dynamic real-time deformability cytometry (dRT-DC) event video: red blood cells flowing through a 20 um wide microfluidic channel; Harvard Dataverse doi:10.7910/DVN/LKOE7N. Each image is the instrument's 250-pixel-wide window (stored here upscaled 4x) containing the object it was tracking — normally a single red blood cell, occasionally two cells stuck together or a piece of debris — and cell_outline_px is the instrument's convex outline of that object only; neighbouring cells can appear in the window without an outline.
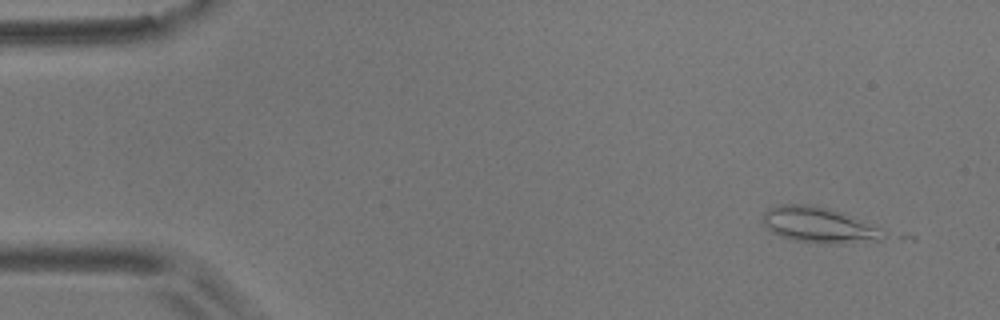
{"species": "common noctule bat (a hibernating species)", "species_latin": "Nyctalus noctula", "temperature_condition": "room temperature", "stored_images_in_passage": 5, "camera_frame_rate_fps": 3000, "um_per_image_px": 0.085, "animal": {"sex": "male", "body_mass_g": 17.9}, "frame": {"image": 1, "passage_image": 2, "time_ms": 0.333, "image_size_px": [1000, 320], "cell_outline_px": [[888, 236], [880, 240], [844, 244], [816, 244], [796, 240], [780, 236], [772, 232], [764, 224], [764, 212], [768, 208], [780, 204], [808, 204], [828, 208], [864, 220], [880, 228]], "centroid_in_image_um": [69.65, 19.14], "position_along_channel_um": 15.4, "area_um2": 25.32}}